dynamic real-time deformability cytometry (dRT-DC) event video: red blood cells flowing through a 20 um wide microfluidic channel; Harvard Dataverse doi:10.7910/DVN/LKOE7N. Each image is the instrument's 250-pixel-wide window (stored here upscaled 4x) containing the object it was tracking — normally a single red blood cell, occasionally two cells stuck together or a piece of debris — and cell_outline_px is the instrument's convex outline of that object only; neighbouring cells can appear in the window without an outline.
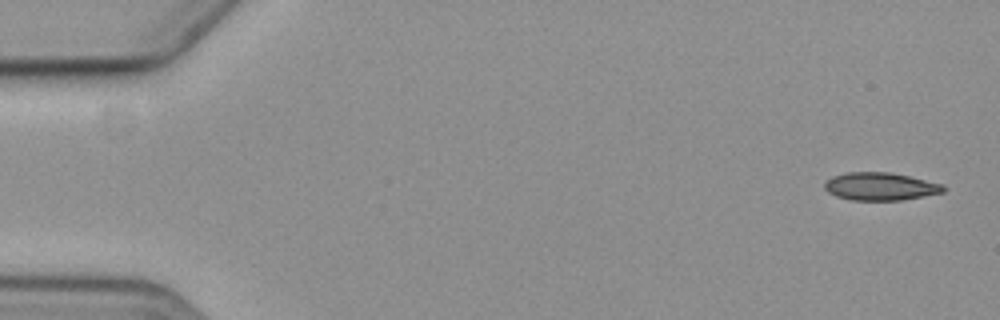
{"species": "common noctule bat (a hibernating species)", "species_latin": "Nyctalus noctula", "temperature_condition": "cold", "stored_images_in_passage": 10, "camera_frame_rate_fps": 3000, "um_per_image_px": 0.085, "animal": {"sex": "female", "body_mass_g": 19.3, "forearm_length_mm": 54.1}, "frame": {"image": 1, "passage_image": 1, "time_ms": 0.0, "image_size_px": [1000, 320], "cell_outline_px": [[948, 188], [944, 192], [924, 196], [900, 200], [852, 200], [836, 196], [828, 192], [824, 188], [824, 184], [832, 176], [848, 172], [892, 172], [944, 184]], "centroid_in_image_um": [74.86, 15.84], "position_along_channel_um": 10.1, "area_um2": 19.36}}
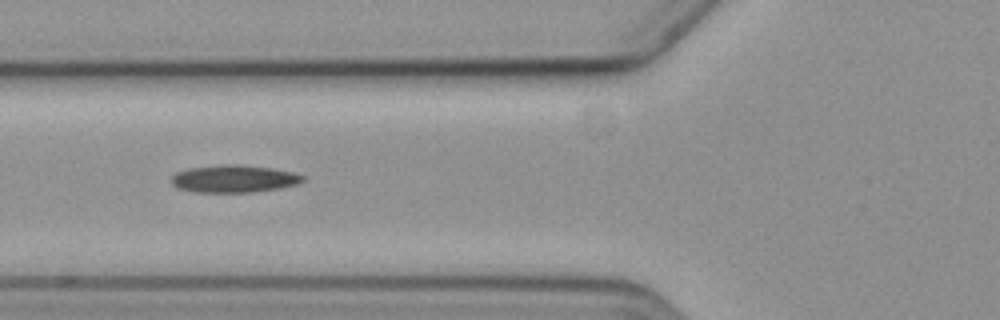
{"frame": {"image": 2, "passage_image": 6, "time_ms": 6.667, "image_size_px": [1000, 320], "cell_outline_px": [[304, 180], [296, 184], [280, 188], [252, 192], [196, 192], [176, 188], [172, 184], [172, 176], [176, 172], [188, 168], [220, 164], [240, 164], [272, 168], [292, 172], [304, 176]], "centroid_in_image_um": [19.85, 15.19], "position_along_channel_um": 105.9, "area_um2": 21.1}}
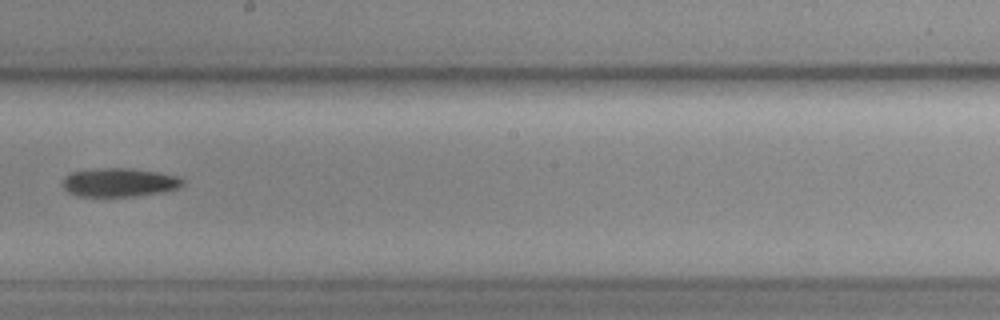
{"frame": {"image": 3, "passage_image": 9, "time_ms": 10.333, "image_size_px": [1000, 320], "cell_outline_px": [[184, 184], [180, 188], [168, 192], [136, 196], [76, 196], [68, 192], [64, 188], [64, 176], [72, 172], [96, 168], [132, 168], [156, 172], [176, 176], [184, 180]], "centroid_in_image_um": [10.18, 15.51], "position_along_channel_um": 238.0, "area_um2": 20.23}}